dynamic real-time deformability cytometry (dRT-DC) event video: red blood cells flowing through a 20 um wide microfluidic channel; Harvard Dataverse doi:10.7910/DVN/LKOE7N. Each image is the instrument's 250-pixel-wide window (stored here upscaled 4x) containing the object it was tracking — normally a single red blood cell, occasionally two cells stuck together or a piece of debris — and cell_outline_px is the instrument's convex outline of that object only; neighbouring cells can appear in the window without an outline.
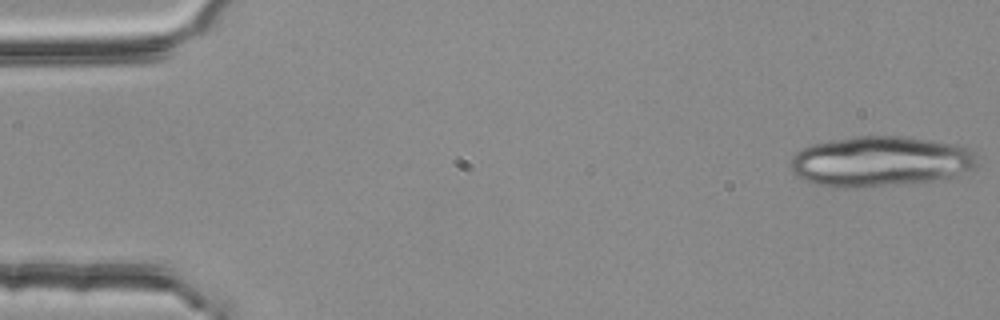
{"species": "common noctule bat (a hibernating species)", "species_latin": "Nyctalus noctula", "temperature_condition": "room temperature", "stored_images_in_passage": 21, "camera_frame_rate_fps": 3000, "um_per_image_px": 0.085, "animal": {"sex": "female", "body_mass_g": 25.1}, "frame": {"image": 1, "passage_image": 1, "time_ms": 0.0, "image_size_px": [1000, 320], "cell_outline_px": [[980, 164], [976, 168], [952, 176], [928, 180], [900, 184], [848, 188], [840, 188], [816, 184], [804, 180], [796, 176], [792, 172], [788, 164], [792, 156], [800, 148], [812, 144], [856, 136], [900, 136], [956, 144], [972, 152], [980, 160]], "centroid_in_image_um": [74.77, 13.72], "position_along_channel_um": 10.2, "area_um2": 54.68}}